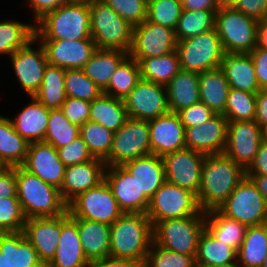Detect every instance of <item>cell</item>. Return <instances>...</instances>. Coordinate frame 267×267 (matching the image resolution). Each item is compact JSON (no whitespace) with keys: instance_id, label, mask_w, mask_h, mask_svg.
Instances as JSON below:
<instances>
[{"instance_id":"1","label":"cell","mask_w":267,"mask_h":267,"mask_svg":"<svg viewBox=\"0 0 267 267\" xmlns=\"http://www.w3.org/2000/svg\"><path fill=\"white\" fill-rule=\"evenodd\" d=\"M245 177V170L224 153L207 155L196 196L201 211L218 209Z\"/></svg>"},{"instance_id":"2","label":"cell","mask_w":267,"mask_h":267,"mask_svg":"<svg viewBox=\"0 0 267 267\" xmlns=\"http://www.w3.org/2000/svg\"><path fill=\"white\" fill-rule=\"evenodd\" d=\"M153 243V225L146 214L123 213L110 230L109 257L145 263Z\"/></svg>"},{"instance_id":"3","label":"cell","mask_w":267,"mask_h":267,"mask_svg":"<svg viewBox=\"0 0 267 267\" xmlns=\"http://www.w3.org/2000/svg\"><path fill=\"white\" fill-rule=\"evenodd\" d=\"M37 40L91 38L89 2L71 1L44 14L34 23Z\"/></svg>"},{"instance_id":"4","label":"cell","mask_w":267,"mask_h":267,"mask_svg":"<svg viewBox=\"0 0 267 267\" xmlns=\"http://www.w3.org/2000/svg\"><path fill=\"white\" fill-rule=\"evenodd\" d=\"M16 192L26 217H56L67 212V204L60 190L41 178L29 173L22 166H15Z\"/></svg>"},{"instance_id":"5","label":"cell","mask_w":267,"mask_h":267,"mask_svg":"<svg viewBox=\"0 0 267 267\" xmlns=\"http://www.w3.org/2000/svg\"><path fill=\"white\" fill-rule=\"evenodd\" d=\"M205 230V212L194 216L162 220L153 225V243L170 251L196 255Z\"/></svg>"},{"instance_id":"6","label":"cell","mask_w":267,"mask_h":267,"mask_svg":"<svg viewBox=\"0 0 267 267\" xmlns=\"http://www.w3.org/2000/svg\"><path fill=\"white\" fill-rule=\"evenodd\" d=\"M91 38L97 48L130 51L133 26L101 0L89 2Z\"/></svg>"},{"instance_id":"7","label":"cell","mask_w":267,"mask_h":267,"mask_svg":"<svg viewBox=\"0 0 267 267\" xmlns=\"http://www.w3.org/2000/svg\"><path fill=\"white\" fill-rule=\"evenodd\" d=\"M257 20L233 7H220L215 29L225 53H250L257 45Z\"/></svg>"},{"instance_id":"8","label":"cell","mask_w":267,"mask_h":267,"mask_svg":"<svg viewBox=\"0 0 267 267\" xmlns=\"http://www.w3.org/2000/svg\"><path fill=\"white\" fill-rule=\"evenodd\" d=\"M181 70L201 73L220 68L225 54L216 29L177 41Z\"/></svg>"},{"instance_id":"9","label":"cell","mask_w":267,"mask_h":267,"mask_svg":"<svg viewBox=\"0 0 267 267\" xmlns=\"http://www.w3.org/2000/svg\"><path fill=\"white\" fill-rule=\"evenodd\" d=\"M217 210L247 227L267 223V202L246 176Z\"/></svg>"},{"instance_id":"10","label":"cell","mask_w":267,"mask_h":267,"mask_svg":"<svg viewBox=\"0 0 267 267\" xmlns=\"http://www.w3.org/2000/svg\"><path fill=\"white\" fill-rule=\"evenodd\" d=\"M67 211L74 218L87 219L110 226L124 213L119 208L105 179L74 198L67 205Z\"/></svg>"},{"instance_id":"11","label":"cell","mask_w":267,"mask_h":267,"mask_svg":"<svg viewBox=\"0 0 267 267\" xmlns=\"http://www.w3.org/2000/svg\"><path fill=\"white\" fill-rule=\"evenodd\" d=\"M199 211L193 192L165 181L150 199L146 215L154 225L162 220L194 216Z\"/></svg>"},{"instance_id":"12","label":"cell","mask_w":267,"mask_h":267,"mask_svg":"<svg viewBox=\"0 0 267 267\" xmlns=\"http://www.w3.org/2000/svg\"><path fill=\"white\" fill-rule=\"evenodd\" d=\"M150 153L149 121L128 118L125 124L114 132L112 148L105 164L123 165L127 161Z\"/></svg>"},{"instance_id":"13","label":"cell","mask_w":267,"mask_h":267,"mask_svg":"<svg viewBox=\"0 0 267 267\" xmlns=\"http://www.w3.org/2000/svg\"><path fill=\"white\" fill-rule=\"evenodd\" d=\"M177 47L175 31L144 20L133 27L132 45L128 55L139 62L143 58L166 55Z\"/></svg>"},{"instance_id":"14","label":"cell","mask_w":267,"mask_h":267,"mask_svg":"<svg viewBox=\"0 0 267 267\" xmlns=\"http://www.w3.org/2000/svg\"><path fill=\"white\" fill-rule=\"evenodd\" d=\"M123 101L129 118L149 121L170 112L166 86L143 79Z\"/></svg>"},{"instance_id":"15","label":"cell","mask_w":267,"mask_h":267,"mask_svg":"<svg viewBox=\"0 0 267 267\" xmlns=\"http://www.w3.org/2000/svg\"><path fill=\"white\" fill-rule=\"evenodd\" d=\"M262 140V127L255 120L228 121L223 153L246 170L254 161Z\"/></svg>"},{"instance_id":"16","label":"cell","mask_w":267,"mask_h":267,"mask_svg":"<svg viewBox=\"0 0 267 267\" xmlns=\"http://www.w3.org/2000/svg\"><path fill=\"white\" fill-rule=\"evenodd\" d=\"M35 42L39 45L33 49ZM9 57L21 88L28 97L34 96L42 84L44 70L48 65L43 45L34 37Z\"/></svg>"},{"instance_id":"17","label":"cell","mask_w":267,"mask_h":267,"mask_svg":"<svg viewBox=\"0 0 267 267\" xmlns=\"http://www.w3.org/2000/svg\"><path fill=\"white\" fill-rule=\"evenodd\" d=\"M205 155L192 149L184 148L162 157L166 181L193 192L200 190L201 170Z\"/></svg>"},{"instance_id":"18","label":"cell","mask_w":267,"mask_h":267,"mask_svg":"<svg viewBox=\"0 0 267 267\" xmlns=\"http://www.w3.org/2000/svg\"><path fill=\"white\" fill-rule=\"evenodd\" d=\"M104 179L124 213L146 214L149 200L144 192H140L136 180L122 165L106 166Z\"/></svg>"},{"instance_id":"19","label":"cell","mask_w":267,"mask_h":267,"mask_svg":"<svg viewBox=\"0 0 267 267\" xmlns=\"http://www.w3.org/2000/svg\"><path fill=\"white\" fill-rule=\"evenodd\" d=\"M228 120L215 114L201 125L185 128V146L196 152L216 155L224 152L227 143Z\"/></svg>"},{"instance_id":"20","label":"cell","mask_w":267,"mask_h":267,"mask_svg":"<svg viewBox=\"0 0 267 267\" xmlns=\"http://www.w3.org/2000/svg\"><path fill=\"white\" fill-rule=\"evenodd\" d=\"M22 167L47 184L60 189L64 178L65 165L60 160L57 149L51 144L44 141L31 142Z\"/></svg>"},{"instance_id":"21","label":"cell","mask_w":267,"mask_h":267,"mask_svg":"<svg viewBox=\"0 0 267 267\" xmlns=\"http://www.w3.org/2000/svg\"><path fill=\"white\" fill-rule=\"evenodd\" d=\"M48 64L63 69H82L97 49L92 38L82 40H38Z\"/></svg>"},{"instance_id":"22","label":"cell","mask_w":267,"mask_h":267,"mask_svg":"<svg viewBox=\"0 0 267 267\" xmlns=\"http://www.w3.org/2000/svg\"><path fill=\"white\" fill-rule=\"evenodd\" d=\"M151 153L164 155L186 148L185 127L177 113L169 112L149 120Z\"/></svg>"},{"instance_id":"23","label":"cell","mask_w":267,"mask_h":267,"mask_svg":"<svg viewBox=\"0 0 267 267\" xmlns=\"http://www.w3.org/2000/svg\"><path fill=\"white\" fill-rule=\"evenodd\" d=\"M22 232L36 249L40 261L47 266L56 254L60 239V216L28 218Z\"/></svg>"},{"instance_id":"24","label":"cell","mask_w":267,"mask_h":267,"mask_svg":"<svg viewBox=\"0 0 267 267\" xmlns=\"http://www.w3.org/2000/svg\"><path fill=\"white\" fill-rule=\"evenodd\" d=\"M78 233V218L68 211L60 216V239L56 254L46 267H88Z\"/></svg>"},{"instance_id":"25","label":"cell","mask_w":267,"mask_h":267,"mask_svg":"<svg viewBox=\"0 0 267 267\" xmlns=\"http://www.w3.org/2000/svg\"><path fill=\"white\" fill-rule=\"evenodd\" d=\"M105 161L94 158L82 164L65 167L60 194L68 205L79 194L97 186L104 180Z\"/></svg>"},{"instance_id":"26","label":"cell","mask_w":267,"mask_h":267,"mask_svg":"<svg viewBox=\"0 0 267 267\" xmlns=\"http://www.w3.org/2000/svg\"><path fill=\"white\" fill-rule=\"evenodd\" d=\"M122 166L131 173L140 192H144L149 201L166 181L163 159L153 153L127 161Z\"/></svg>"},{"instance_id":"27","label":"cell","mask_w":267,"mask_h":267,"mask_svg":"<svg viewBox=\"0 0 267 267\" xmlns=\"http://www.w3.org/2000/svg\"><path fill=\"white\" fill-rule=\"evenodd\" d=\"M220 68L225 73L229 88L255 94L260 90L254 61L249 53H225Z\"/></svg>"},{"instance_id":"28","label":"cell","mask_w":267,"mask_h":267,"mask_svg":"<svg viewBox=\"0 0 267 267\" xmlns=\"http://www.w3.org/2000/svg\"><path fill=\"white\" fill-rule=\"evenodd\" d=\"M29 99L31 100L30 103L22 108L21 112L11 121L14 129L29 143L44 141L50 109L33 96Z\"/></svg>"},{"instance_id":"29","label":"cell","mask_w":267,"mask_h":267,"mask_svg":"<svg viewBox=\"0 0 267 267\" xmlns=\"http://www.w3.org/2000/svg\"><path fill=\"white\" fill-rule=\"evenodd\" d=\"M111 226L78 218V233L84 255L89 262L109 257Z\"/></svg>"},{"instance_id":"30","label":"cell","mask_w":267,"mask_h":267,"mask_svg":"<svg viewBox=\"0 0 267 267\" xmlns=\"http://www.w3.org/2000/svg\"><path fill=\"white\" fill-rule=\"evenodd\" d=\"M170 112L180 110L200 102L199 74L180 70L166 85Z\"/></svg>"},{"instance_id":"31","label":"cell","mask_w":267,"mask_h":267,"mask_svg":"<svg viewBox=\"0 0 267 267\" xmlns=\"http://www.w3.org/2000/svg\"><path fill=\"white\" fill-rule=\"evenodd\" d=\"M195 263L200 267H231L237 265V251L205 229L199 239Z\"/></svg>"},{"instance_id":"32","label":"cell","mask_w":267,"mask_h":267,"mask_svg":"<svg viewBox=\"0 0 267 267\" xmlns=\"http://www.w3.org/2000/svg\"><path fill=\"white\" fill-rule=\"evenodd\" d=\"M229 91V83L221 68L199 73L200 102L215 114L224 115Z\"/></svg>"},{"instance_id":"33","label":"cell","mask_w":267,"mask_h":267,"mask_svg":"<svg viewBox=\"0 0 267 267\" xmlns=\"http://www.w3.org/2000/svg\"><path fill=\"white\" fill-rule=\"evenodd\" d=\"M127 56L128 52L123 50L97 48L82 69L85 75L104 91L111 76Z\"/></svg>"},{"instance_id":"34","label":"cell","mask_w":267,"mask_h":267,"mask_svg":"<svg viewBox=\"0 0 267 267\" xmlns=\"http://www.w3.org/2000/svg\"><path fill=\"white\" fill-rule=\"evenodd\" d=\"M29 142L15 129L11 118L0 115V160L6 167L22 166Z\"/></svg>"},{"instance_id":"35","label":"cell","mask_w":267,"mask_h":267,"mask_svg":"<svg viewBox=\"0 0 267 267\" xmlns=\"http://www.w3.org/2000/svg\"><path fill=\"white\" fill-rule=\"evenodd\" d=\"M124 101L102 93L91 101L89 120L117 132L128 119Z\"/></svg>"},{"instance_id":"36","label":"cell","mask_w":267,"mask_h":267,"mask_svg":"<svg viewBox=\"0 0 267 267\" xmlns=\"http://www.w3.org/2000/svg\"><path fill=\"white\" fill-rule=\"evenodd\" d=\"M205 229L218 241L226 243L238 252L247 226L213 209L205 212Z\"/></svg>"},{"instance_id":"37","label":"cell","mask_w":267,"mask_h":267,"mask_svg":"<svg viewBox=\"0 0 267 267\" xmlns=\"http://www.w3.org/2000/svg\"><path fill=\"white\" fill-rule=\"evenodd\" d=\"M267 254V223L248 226L237 252L239 267H262Z\"/></svg>"},{"instance_id":"38","label":"cell","mask_w":267,"mask_h":267,"mask_svg":"<svg viewBox=\"0 0 267 267\" xmlns=\"http://www.w3.org/2000/svg\"><path fill=\"white\" fill-rule=\"evenodd\" d=\"M65 69L48 64L42 84L34 98L48 109H61L67 96L64 87Z\"/></svg>"},{"instance_id":"39","label":"cell","mask_w":267,"mask_h":267,"mask_svg":"<svg viewBox=\"0 0 267 267\" xmlns=\"http://www.w3.org/2000/svg\"><path fill=\"white\" fill-rule=\"evenodd\" d=\"M141 79L166 86L181 70L177 51L154 58H143L139 62Z\"/></svg>"},{"instance_id":"40","label":"cell","mask_w":267,"mask_h":267,"mask_svg":"<svg viewBox=\"0 0 267 267\" xmlns=\"http://www.w3.org/2000/svg\"><path fill=\"white\" fill-rule=\"evenodd\" d=\"M140 80L139 64L128 55L111 76L103 93L123 100Z\"/></svg>"},{"instance_id":"41","label":"cell","mask_w":267,"mask_h":267,"mask_svg":"<svg viewBox=\"0 0 267 267\" xmlns=\"http://www.w3.org/2000/svg\"><path fill=\"white\" fill-rule=\"evenodd\" d=\"M35 37L34 23L16 20L0 22V55L11 56Z\"/></svg>"},{"instance_id":"42","label":"cell","mask_w":267,"mask_h":267,"mask_svg":"<svg viewBox=\"0 0 267 267\" xmlns=\"http://www.w3.org/2000/svg\"><path fill=\"white\" fill-rule=\"evenodd\" d=\"M218 10H183L175 31L176 40L198 36L215 28V15Z\"/></svg>"},{"instance_id":"43","label":"cell","mask_w":267,"mask_h":267,"mask_svg":"<svg viewBox=\"0 0 267 267\" xmlns=\"http://www.w3.org/2000/svg\"><path fill=\"white\" fill-rule=\"evenodd\" d=\"M113 134L105 126L88 120L80 126L79 135L94 158L105 161L112 148Z\"/></svg>"},{"instance_id":"44","label":"cell","mask_w":267,"mask_h":267,"mask_svg":"<svg viewBox=\"0 0 267 267\" xmlns=\"http://www.w3.org/2000/svg\"><path fill=\"white\" fill-rule=\"evenodd\" d=\"M79 132L80 127L71 123L61 109H50L44 142L58 149L77 138Z\"/></svg>"},{"instance_id":"45","label":"cell","mask_w":267,"mask_h":267,"mask_svg":"<svg viewBox=\"0 0 267 267\" xmlns=\"http://www.w3.org/2000/svg\"><path fill=\"white\" fill-rule=\"evenodd\" d=\"M256 114V94L230 88L224 116L228 121H251Z\"/></svg>"},{"instance_id":"46","label":"cell","mask_w":267,"mask_h":267,"mask_svg":"<svg viewBox=\"0 0 267 267\" xmlns=\"http://www.w3.org/2000/svg\"><path fill=\"white\" fill-rule=\"evenodd\" d=\"M67 97L78 98L91 102L98 98L103 91L85 75L83 69H65L64 80Z\"/></svg>"},{"instance_id":"47","label":"cell","mask_w":267,"mask_h":267,"mask_svg":"<svg viewBox=\"0 0 267 267\" xmlns=\"http://www.w3.org/2000/svg\"><path fill=\"white\" fill-rule=\"evenodd\" d=\"M9 262L12 267H45L22 231L9 233Z\"/></svg>"},{"instance_id":"48","label":"cell","mask_w":267,"mask_h":267,"mask_svg":"<svg viewBox=\"0 0 267 267\" xmlns=\"http://www.w3.org/2000/svg\"><path fill=\"white\" fill-rule=\"evenodd\" d=\"M182 11L181 0H148L146 20L175 30Z\"/></svg>"},{"instance_id":"49","label":"cell","mask_w":267,"mask_h":267,"mask_svg":"<svg viewBox=\"0 0 267 267\" xmlns=\"http://www.w3.org/2000/svg\"><path fill=\"white\" fill-rule=\"evenodd\" d=\"M196 255H185L151 244L144 267H194Z\"/></svg>"},{"instance_id":"50","label":"cell","mask_w":267,"mask_h":267,"mask_svg":"<svg viewBox=\"0 0 267 267\" xmlns=\"http://www.w3.org/2000/svg\"><path fill=\"white\" fill-rule=\"evenodd\" d=\"M25 221L17 197L0 198V233L21 232Z\"/></svg>"},{"instance_id":"51","label":"cell","mask_w":267,"mask_h":267,"mask_svg":"<svg viewBox=\"0 0 267 267\" xmlns=\"http://www.w3.org/2000/svg\"><path fill=\"white\" fill-rule=\"evenodd\" d=\"M133 27L147 17L148 0H101Z\"/></svg>"},{"instance_id":"52","label":"cell","mask_w":267,"mask_h":267,"mask_svg":"<svg viewBox=\"0 0 267 267\" xmlns=\"http://www.w3.org/2000/svg\"><path fill=\"white\" fill-rule=\"evenodd\" d=\"M57 152L65 167L82 164L94 159L80 135L69 144L58 148Z\"/></svg>"},{"instance_id":"53","label":"cell","mask_w":267,"mask_h":267,"mask_svg":"<svg viewBox=\"0 0 267 267\" xmlns=\"http://www.w3.org/2000/svg\"><path fill=\"white\" fill-rule=\"evenodd\" d=\"M90 104L91 102L86 100L67 97L61 110L71 123L80 127L89 120Z\"/></svg>"},{"instance_id":"54","label":"cell","mask_w":267,"mask_h":267,"mask_svg":"<svg viewBox=\"0 0 267 267\" xmlns=\"http://www.w3.org/2000/svg\"><path fill=\"white\" fill-rule=\"evenodd\" d=\"M177 114L185 128L201 125L215 115L203 102L195 103Z\"/></svg>"},{"instance_id":"55","label":"cell","mask_w":267,"mask_h":267,"mask_svg":"<svg viewBox=\"0 0 267 267\" xmlns=\"http://www.w3.org/2000/svg\"><path fill=\"white\" fill-rule=\"evenodd\" d=\"M232 7L257 21L267 16V0H238Z\"/></svg>"},{"instance_id":"56","label":"cell","mask_w":267,"mask_h":267,"mask_svg":"<svg viewBox=\"0 0 267 267\" xmlns=\"http://www.w3.org/2000/svg\"><path fill=\"white\" fill-rule=\"evenodd\" d=\"M260 90L267 89V50L255 47L250 53Z\"/></svg>"},{"instance_id":"57","label":"cell","mask_w":267,"mask_h":267,"mask_svg":"<svg viewBox=\"0 0 267 267\" xmlns=\"http://www.w3.org/2000/svg\"><path fill=\"white\" fill-rule=\"evenodd\" d=\"M17 197L15 167H5L0 171V198Z\"/></svg>"},{"instance_id":"58","label":"cell","mask_w":267,"mask_h":267,"mask_svg":"<svg viewBox=\"0 0 267 267\" xmlns=\"http://www.w3.org/2000/svg\"><path fill=\"white\" fill-rule=\"evenodd\" d=\"M27 2L31 6L29 8L33 10L34 21L32 22H36L47 12L67 4L71 2V0H27Z\"/></svg>"},{"instance_id":"59","label":"cell","mask_w":267,"mask_h":267,"mask_svg":"<svg viewBox=\"0 0 267 267\" xmlns=\"http://www.w3.org/2000/svg\"><path fill=\"white\" fill-rule=\"evenodd\" d=\"M245 175H267V142H260L254 161L245 170Z\"/></svg>"},{"instance_id":"60","label":"cell","mask_w":267,"mask_h":267,"mask_svg":"<svg viewBox=\"0 0 267 267\" xmlns=\"http://www.w3.org/2000/svg\"><path fill=\"white\" fill-rule=\"evenodd\" d=\"M254 120L262 127L267 126V89L256 93V114Z\"/></svg>"},{"instance_id":"61","label":"cell","mask_w":267,"mask_h":267,"mask_svg":"<svg viewBox=\"0 0 267 267\" xmlns=\"http://www.w3.org/2000/svg\"><path fill=\"white\" fill-rule=\"evenodd\" d=\"M88 267H144V264L133 260L108 257L90 262Z\"/></svg>"},{"instance_id":"62","label":"cell","mask_w":267,"mask_h":267,"mask_svg":"<svg viewBox=\"0 0 267 267\" xmlns=\"http://www.w3.org/2000/svg\"><path fill=\"white\" fill-rule=\"evenodd\" d=\"M183 10H219L220 5L217 0H181Z\"/></svg>"},{"instance_id":"63","label":"cell","mask_w":267,"mask_h":267,"mask_svg":"<svg viewBox=\"0 0 267 267\" xmlns=\"http://www.w3.org/2000/svg\"><path fill=\"white\" fill-rule=\"evenodd\" d=\"M0 267H12L9 262V233H0Z\"/></svg>"},{"instance_id":"64","label":"cell","mask_w":267,"mask_h":267,"mask_svg":"<svg viewBox=\"0 0 267 267\" xmlns=\"http://www.w3.org/2000/svg\"><path fill=\"white\" fill-rule=\"evenodd\" d=\"M256 47L267 50V16L258 22Z\"/></svg>"},{"instance_id":"65","label":"cell","mask_w":267,"mask_h":267,"mask_svg":"<svg viewBox=\"0 0 267 267\" xmlns=\"http://www.w3.org/2000/svg\"><path fill=\"white\" fill-rule=\"evenodd\" d=\"M250 178L253 183L256 185L257 190L264 197L267 202V175H245Z\"/></svg>"},{"instance_id":"66","label":"cell","mask_w":267,"mask_h":267,"mask_svg":"<svg viewBox=\"0 0 267 267\" xmlns=\"http://www.w3.org/2000/svg\"><path fill=\"white\" fill-rule=\"evenodd\" d=\"M220 7H232L238 0H217Z\"/></svg>"},{"instance_id":"67","label":"cell","mask_w":267,"mask_h":267,"mask_svg":"<svg viewBox=\"0 0 267 267\" xmlns=\"http://www.w3.org/2000/svg\"><path fill=\"white\" fill-rule=\"evenodd\" d=\"M263 140L267 142V126L262 129Z\"/></svg>"},{"instance_id":"68","label":"cell","mask_w":267,"mask_h":267,"mask_svg":"<svg viewBox=\"0 0 267 267\" xmlns=\"http://www.w3.org/2000/svg\"><path fill=\"white\" fill-rule=\"evenodd\" d=\"M262 267H267V254H266V257L264 259Z\"/></svg>"},{"instance_id":"69","label":"cell","mask_w":267,"mask_h":267,"mask_svg":"<svg viewBox=\"0 0 267 267\" xmlns=\"http://www.w3.org/2000/svg\"><path fill=\"white\" fill-rule=\"evenodd\" d=\"M71 1H79V2H91V1H96V0H71Z\"/></svg>"},{"instance_id":"70","label":"cell","mask_w":267,"mask_h":267,"mask_svg":"<svg viewBox=\"0 0 267 267\" xmlns=\"http://www.w3.org/2000/svg\"><path fill=\"white\" fill-rule=\"evenodd\" d=\"M6 166L3 164V162L0 160V171L3 170Z\"/></svg>"}]
</instances>
